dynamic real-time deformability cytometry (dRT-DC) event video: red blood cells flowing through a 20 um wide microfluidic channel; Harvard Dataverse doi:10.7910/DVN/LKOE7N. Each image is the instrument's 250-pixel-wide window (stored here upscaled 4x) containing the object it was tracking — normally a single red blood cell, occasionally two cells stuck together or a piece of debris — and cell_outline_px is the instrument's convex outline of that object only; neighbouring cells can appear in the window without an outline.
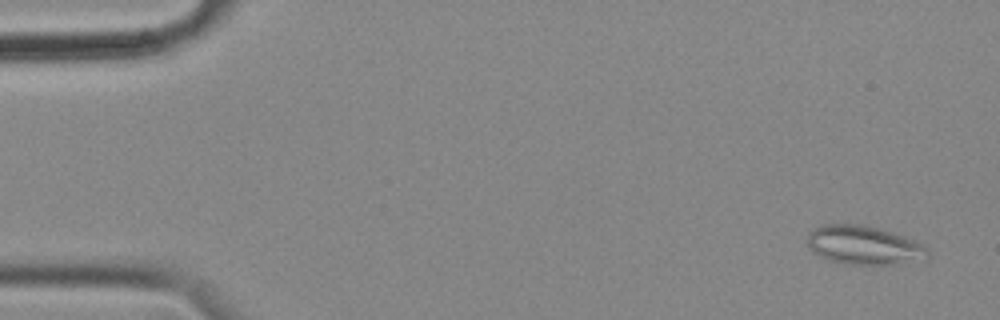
{"species": "common noctule bat (a hibernating species)", "species_latin": "Nyctalus noctula", "temperature_condition": "cold", "stored_images_in_passage": 57, "camera_frame_rate_fps": 3000, "um_per_image_px": 0.085, "animal": {"sex": "female", "body_mass_g": 18.4}, "frame": {"image": 1, "passage_image": 3, "time_ms": 0.667, "image_size_px": [1000, 320], "cell_outline_px": [[928, 256], [892, 264], [844, 264], [828, 260], [812, 252], [808, 248], [808, 232], [812, 228], [820, 224], [868, 224], [904, 236], [928, 248]], "centroid_in_image_um": [73.32, 20.81], "position_along_channel_um": 11.7, "area_um2": 27.11}}
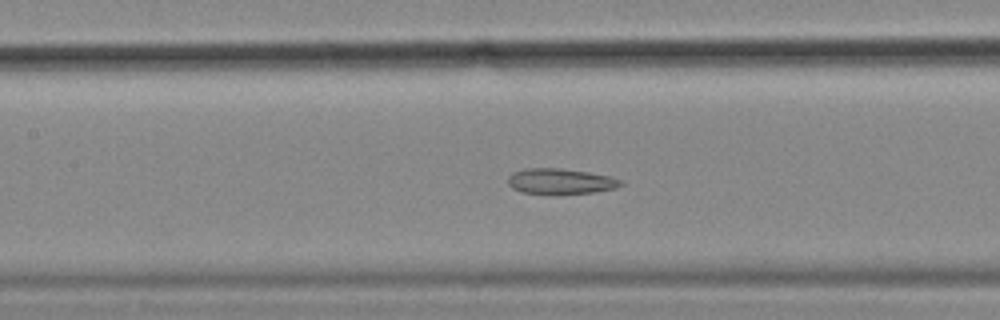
{"frame": {"image": 2, "passage_image": 26, "time_ms": 8.333, "image_size_px": [1000, 320], "cell_outline_px": [[624, 184], [616, 188], [592, 192], [520, 192], [512, 188], [508, 184], [508, 176], [512, 172], [524, 168], [560, 168], [588, 172], [608, 176], [624, 180]], "centroid_in_image_um": [47.63, 15.37], "position_along_channel_um": 159.8, "area_um2": 16.36}}
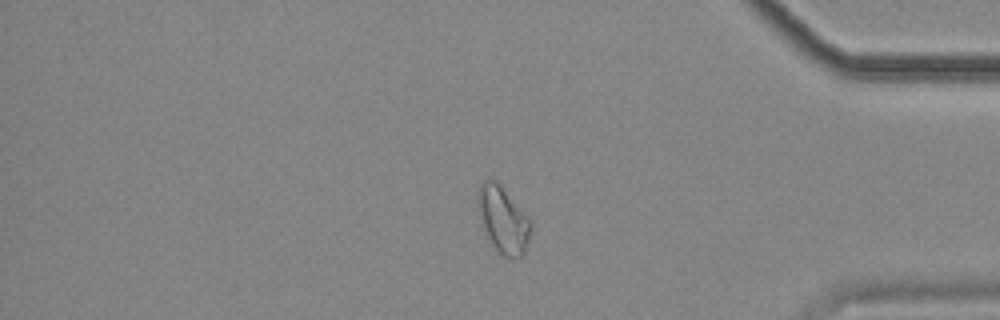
{"frame": {"image": 3, "passage_image": 48, "time_ms": 15.667, "image_size_px": [1000, 320], "cell_outline_px": [[532, 228], [524, 256], [500, 256], [496, 252], [480, 224], [476, 208], [476, 192], [480, 184], [484, 180], [496, 180], [532, 220]], "centroid_in_image_um": [42.73, 18.67], "position_along_channel_um": 392.5, "area_um2": 21.15}, "authors_computed_cell_mechanics": {"area_um2": 21.1548, "velocity_mm_per_s": 3.51, "shape_relaxation_time_tau1_ms": null, "shape_relaxation_time_tau2_ms": 5.0217, "deformation_change_tau1": null, "deformation_change_tau2": 0.1328}}